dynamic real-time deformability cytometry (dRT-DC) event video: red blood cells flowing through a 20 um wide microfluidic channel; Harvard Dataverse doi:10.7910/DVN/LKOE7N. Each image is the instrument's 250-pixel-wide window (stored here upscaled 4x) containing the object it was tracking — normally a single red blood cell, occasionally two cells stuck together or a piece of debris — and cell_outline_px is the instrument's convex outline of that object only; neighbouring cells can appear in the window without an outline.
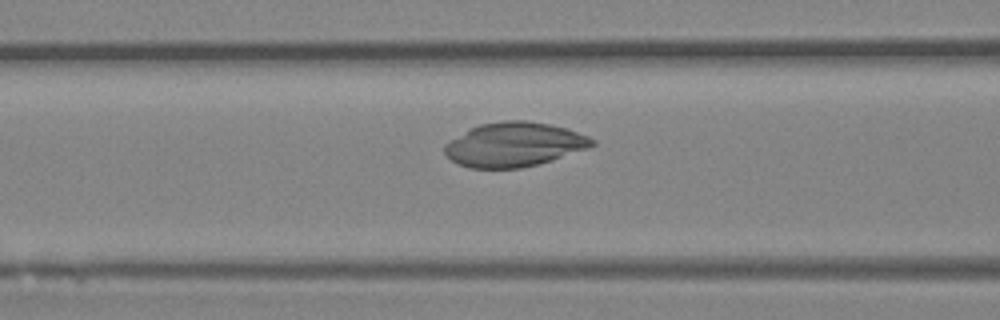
{"species": "Egyptian fruit bat (a non-hibernating species)", "species_latin": "Rousettus aegyptiacus", "temperature_condition": "room temperature", "stored_images_in_passage": 47, "camera_frame_rate_fps": 3000, "um_per_image_px": 0.085, "animal": {"sex": "female"}, "frame": {"image": 1, "passage_image": 19, "time_ms": 6.0, "image_size_px": [1000, 320], "cell_outline_px": [[596, 144], [588, 148], [540, 164], [520, 168], [468, 168], [456, 164], [444, 152], [444, 144], [448, 140], [468, 128], [480, 124], [504, 120], [528, 120], [568, 128], [588, 136], [596, 140]], "centroid_in_image_um": [43.68, 12.28], "position_along_channel_um": 122.9, "area_um2": 38.49}}
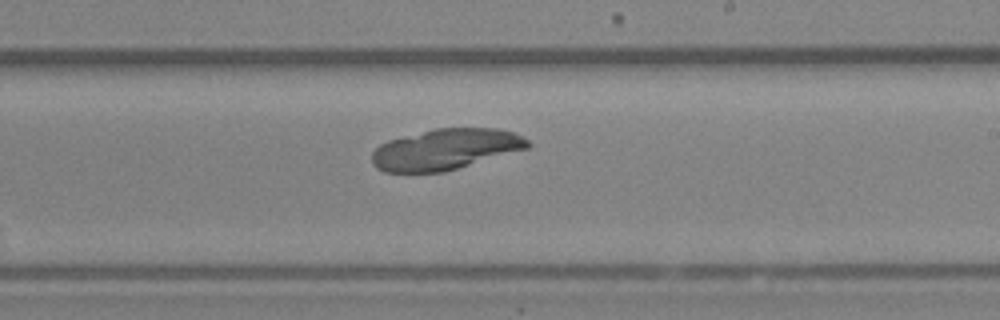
{"frame": {"image": 2, "passage_image": 28, "time_ms": 9.0, "image_size_px": [1000, 320], "cell_outline_px": [[532, 144], [528, 148], [444, 172], [384, 172], [376, 168], [372, 164], [372, 152], [380, 144], [388, 140], [436, 128], [496, 128], [512, 132], [524, 136]], "centroid_in_image_um": [37.86, 12.69], "position_along_channel_um": 251.1, "area_um2": 37.05}}
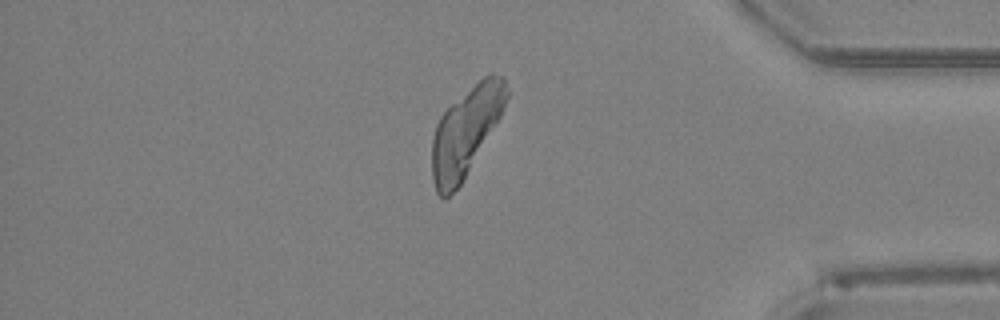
{"frame": {"image": 3, "passage_image": 40, "time_ms": 13.0, "image_size_px": [1000, 320], "cell_outline_px": [[508, 96], [500, 116], [460, 184], [444, 200], [436, 192], [432, 180], [432, 136], [436, 124], [440, 116], [452, 104], [484, 76], [492, 72], [504, 76], [508, 88]], "centroid_in_image_um": [39.58, 11.17], "position_along_channel_um": 395.6, "area_um2": 37.74}}